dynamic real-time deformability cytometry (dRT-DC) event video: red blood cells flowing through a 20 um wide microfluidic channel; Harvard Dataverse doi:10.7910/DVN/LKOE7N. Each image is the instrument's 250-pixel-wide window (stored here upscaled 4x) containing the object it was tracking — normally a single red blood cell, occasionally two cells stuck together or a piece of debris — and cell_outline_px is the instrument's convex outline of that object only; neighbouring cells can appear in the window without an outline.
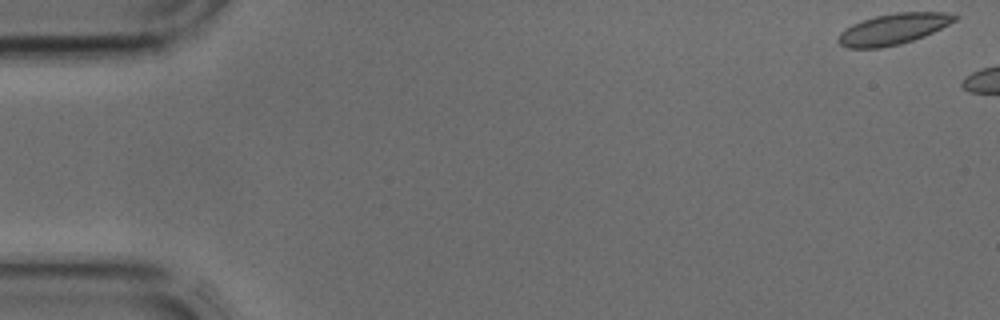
{"species": "common noctule bat (a hibernating species)", "species_latin": "Nyctalus noctula", "temperature_condition": "cold", "stored_images_in_passage": 5, "camera_frame_rate_fps": 3000, "um_per_image_px": 0.085, "animal": {"sex": "male", "body_mass_g": 17.9, "forearm_length_mm": 54.2}, "frame": {"image": 1, "passage_image": 1, "time_ms": 0.0, "image_size_px": [1000, 320], "cell_outline_px": [[960, 16], [956, 20], [924, 36], [900, 44], [880, 48], [848, 48], [840, 44], [836, 40], [840, 32], [844, 28], [852, 24], [876, 16], [896, 12], [944, 12]], "centroid_in_image_um": [75.89, 2.47], "position_along_channel_um": 9.1, "area_um2": 20.87}}